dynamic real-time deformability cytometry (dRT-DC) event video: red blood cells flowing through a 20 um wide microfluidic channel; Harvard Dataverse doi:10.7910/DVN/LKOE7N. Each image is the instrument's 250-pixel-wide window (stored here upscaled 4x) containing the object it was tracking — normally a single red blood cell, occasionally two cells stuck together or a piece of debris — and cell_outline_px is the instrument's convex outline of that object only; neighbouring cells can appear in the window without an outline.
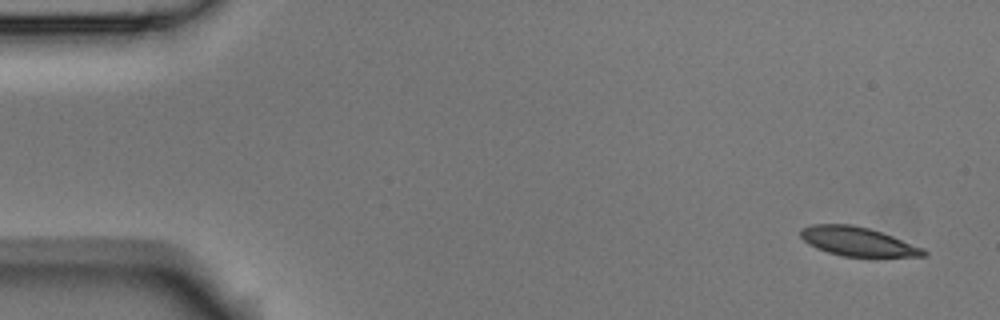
{"species": "Egyptian fruit bat (a non-hibernating species)", "species_latin": "Rousettus aegyptiacus", "temperature_condition": "room temperature", "stored_images_in_passage": 6, "segment_of_instrument_passage": [1, 2], "camera_frame_rate_fps": 3000, "um_per_image_px": 0.085, "animal": {"sex": "male"}, "frame": {"image": 1, "passage_image": 1, "time_ms": 0.0, "image_size_px": [1000, 320], "cell_outline_px": [[928, 256], [872, 260], [844, 256], [828, 252], [816, 248], [808, 244], [800, 236], [800, 228], [812, 224], [852, 224], [868, 228], [892, 236], [924, 248], [928, 252]], "centroid_in_image_um": [72.99, 20.59], "position_along_channel_um": 12.0, "area_um2": 21.85}}
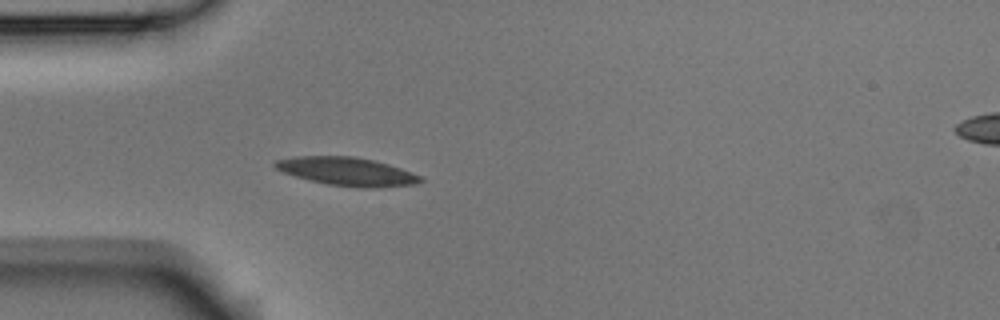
{"frame": {"image": 2, "passage_image": 5, "time_ms": 1.333, "image_size_px": [1000, 320], "cell_outline_px": [[424, 180], [416, 184], [380, 188], [356, 188], [328, 184], [308, 180], [284, 172], [276, 168], [272, 164], [276, 160], [296, 156], [352, 156], [372, 160], [388, 164], [424, 176]], "centroid_in_image_um": [29.54, 14.59], "position_along_channel_um": 55.5, "area_um2": 24.16}}